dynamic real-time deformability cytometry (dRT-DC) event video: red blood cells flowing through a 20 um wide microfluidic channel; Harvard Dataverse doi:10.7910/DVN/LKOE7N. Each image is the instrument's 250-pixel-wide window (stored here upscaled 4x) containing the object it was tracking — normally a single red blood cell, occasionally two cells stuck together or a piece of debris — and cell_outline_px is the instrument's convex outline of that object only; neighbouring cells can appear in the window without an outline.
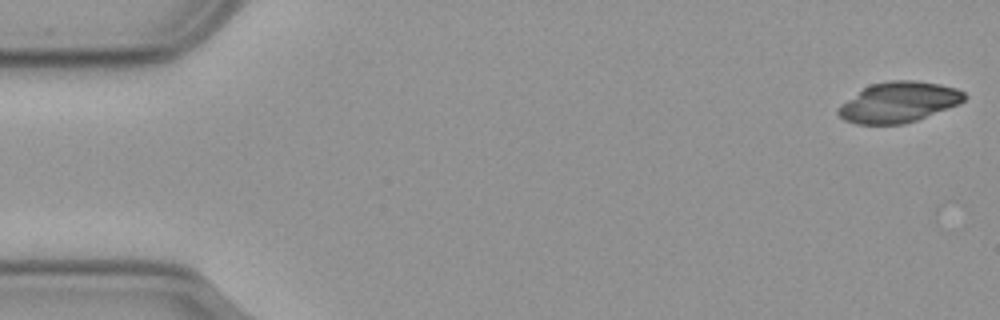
{"species": "common noctule bat (a hibernating species)", "species_latin": "Nyctalus noctula", "temperature_condition": "cold", "stored_images_in_passage": 56, "camera_frame_rate_fps": 3000, "um_per_image_px": 0.085, "animal": {"sex": "male", "body_mass_g": 23.1, "forearm_length_mm": 52.7}, "frame": {"image": 1, "passage_image": 1, "time_ms": 0.0, "image_size_px": [1000, 320], "cell_outline_px": [[968, 96], [964, 100], [956, 104], [916, 120], [904, 124], [856, 124], [844, 120], [836, 112], [836, 108], [840, 104], [864, 88], [872, 84], [888, 80], [912, 80], [940, 84], [956, 88], [964, 92]], "centroid_in_image_um": [76.35, 8.68], "position_along_channel_um": 8.7, "area_um2": 29.48}}